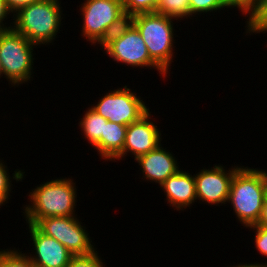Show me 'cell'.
I'll list each match as a JSON object with an SVG mask.
<instances>
[{
	"label": "cell",
	"mask_w": 267,
	"mask_h": 267,
	"mask_svg": "<svg viewBox=\"0 0 267 267\" xmlns=\"http://www.w3.org/2000/svg\"><path fill=\"white\" fill-rule=\"evenodd\" d=\"M267 194L266 171L241 167L234 173L227 202L245 227L258 223Z\"/></svg>",
	"instance_id": "6da1fadb"
},
{
	"label": "cell",
	"mask_w": 267,
	"mask_h": 267,
	"mask_svg": "<svg viewBox=\"0 0 267 267\" xmlns=\"http://www.w3.org/2000/svg\"><path fill=\"white\" fill-rule=\"evenodd\" d=\"M72 181L69 178L55 179L33 189L28 195L32 203L24 206L27 223L35 225L46 217L74 216L77 190Z\"/></svg>",
	"instance_id": "7a4b0ae2"
},
{
	"label": "cell",
	"mask_w": 267,
	"mask_h": 267,
	"mask_svg": "<svg viewBox=\"0 0 267 267\" xmlns=\"http://www.w3.org/2000/svg\"><path fill=\"white\" fill-rule=\"evenodd\" d=\"M59 0H42L20 8L13 15V29L38 45L51 43L61 26Z\"/></svg>",
	"instance_id": "3957f363"
},
{
	"label": "cell",
	"mask_w": 267,
	"mask_h": 267,
	"mask_svg": "<svg viewBox=\"0 0 267 267\" xmlns=\"http://www.w3.org/2000/svg\"><path fill=\"white\" fill-rule=\"evenodd\" d=\"M140 32L150 58L167 74L173 58V19L153 12L128 19Z\"/></svg>",
	"instance_id": "277c9868"
},
{
	"label": "cell",
	"mask_w": 267,
	"mask_h": 267,
	"mask_svg": "<svg viewBox=\"0 0 267 267\" xmlns=\"http://www.w3.org/2000/svg\"><path fill=\"white\" fill-rule=\"evenodd\" d=\"M82 36L100 46L127 20L122 0H85L81 4Z\"/></svg>",
	"instance_id": "5b68a950"
},
{
	"label": "cell",
	"mask_w": 267,
	"mask_h": 267,
	"mask_svg": "<svg viewBox=\"0 0 267 267\" xmlns=\"http://www.w3.org/2000/svg\"><path fill=\"white\" fill-rule=\"evenodd\" d=\"M24 35L14 29L0 31V64L3 75L13 86L30 80L33 70V48Z\"/></svg>",
	"instance_id": "8992f818"
},
{
	"label": "cell",
	"mask_w": 267,
	"mask_h": 267,
	"mask_svg": "<svg viewBox=\"0 0 267 267\" xmlns=\"http://www.w3.org/2000/svg\"><path fill=\"white\" fill-rule=\"evenodd\" d=\"M114 61L132 67H151L165 78L166 73L150 58L148 49L138 29L127 20L101 45Z\"/></svg>",
	"instance_id": "52a82bcc"
},
{
	"label": "cell",
	"mask_w": 267,
	"mask_h": 267,
	"mask_svg": "<svg viewBox=\"0 0 267 267\" xmlns=\"http://www.w3.org/2000/svg\"><path fill=\"white\" fill-rule=\"evenodd\" d=\"M35 226L45 235L60 242L74 256L88 255L95 251L89 233L75 216L46 217L40 219Z\"/></svg>",
	"instance_id": "ba28073f"
},
{
	"label": "cell",
	"mask_w": 267,
	"mask_h": 267,
	"mask_svg": "<svg viewBox=\"0 0 267 267\" xmlns=\"http://www.w3.org/2000/svg\"><path fill=\"white\" fill-rule=\"evenodd\" d=\"M91 108L106 120L126 126L150 111L141 97H137L127 86L106 93Z\"/></svg>",
	"instance_id": "9c48e42d"
},
{
	"label": "cell",
	"mask_w": 267,
	"mask_h": 267,
	"mask_svg": "<svg viewBox=\"0 0 267 267\" xmlns=\"http://www.w3.org/2000/svg\"><path fill=\"white\" fill-rule=\"evenodd\" d=\"M239 168L235 166L226 172L223 166L215 165L214 168H203L194 174L196 198L208 204H226L232 178Z\"/></svg>",
	"instance_id": "30bf717a"
},
{
	"label": "cell",
	"mask_w": 267,
	"mask_h": 267,
	"mask_svg": "<svg viewBox=\"0 0 267 267\" xmlns=\"http://www.w3.org/2000/svg\"><path fill=\"white\" fill-rule=\"evenodd\" d=\"M147 112L139 120L128 125L123 151L115 158L122 159L127 153L134 155V160L161 145V132L150 119ZM126 154V155H125Z\"/></svg>",
	"instance_id": "8fae6325"
},
{
	"label": "cell",
	"mask_w": 267,
	"mask_h": 267,
	"mask_svg": "<svg viewBox=\"0 0 267 267\" xmlns=\"http://www.w3.org/2000/svg\"><path fill=\"white\" fill-rule=\"evenodd\" d=\"M28 225L35 250V255L30 254L29 259L34 266L66 267L74 255L56 239L42 233L35 225Z\"/></svg>",
	"instance_id": "7c38bea8"
},
{
	"label": "cell",
	"mask_w": 267,
	"mask_h": 267,
	"mask_svg": "<svg viewBox=\"0 0 267 267\" xmlns=\"http://www.w3.org/2000/svg\"><path fill=\"white\" fill-rule=\"evenodd\" d=\"M137 161L146 180L159 183L161 186L170 176L179 171L177 160L159 145L156 149L138 157Z\"/></svg>",
	"instance_id": "4fadbf2b"
},
{
	"label": "cell",
	"mask_w": 267,
	"mask_h": 267,
	"mask_svg": "<svg viewBox=\"0 0 267 267\" xmlns=\"http://www.w3.org/2000/svg\"><path fill=\"white\" fill-rule=\"evenodd\" d=\"M160 187L166 193L168 203L177 210L190 207L197 199L195 178L186 171L179 170Z\"/></svg>",
	"instance_id": "5bb4252c"
},
{
	"label": "cell",
	"mask_w": 267,
	"mask_h": 267,
	"mask_svg": "<svg viewBox=\"0 0 267 267\" xmlns=\"http://www.w3.org/2000/svg\"><path fill=\"white\" fill-rule=\"evenodd\" d=\"M127 127L110 121L104 124V136L93 146L104 160L115 161L123 151Z\"/></svg>",
	"instance_id": "9a60e30c"
},
{
	"label": "cell",
	"mask_w": 267,
	"mask_h": 267,
	"mask_svg": "<svg viewBox=\"0 0 267 267\" xmlns=\"http://www.w3.org/2000/svg\"><path fill=\"white\" fill-rule=\"evenodd\" d=\"M108 120L96 113L92 108H88V111L82 117L80 127L84 137L87 138L90 145H95L102 136H104V124Z\"/></svg>",
	"instance_id": "2e32d148"
},
{
	"label": "cell",
	"mask_w": 267,
	"mask_h": 267,
	"mask_svg": "<svg viewBox=\"0 0 267 267\" xmlns=\"http://www.w3.org/2000/svg\"><path fill=\"white\" fill-rule=\"evenodd\" d=\"M156 13L176 19L190 17L188 0H159Z\"/></svg>",
	"instance_id": "e0dca14e"
},
{
	"label": "cell",
	"mask_w": 267,
	"mask_h": 267,
	"mask_svg": "<svg viewBox=\"0 0 267 267\" xmlns=\"http://www.w3.org/2000/svg\"><path fill=\"white\" fill-rule=\"evenodd\" d=\"M246 33L267 32V0H260L257 8L249 15L247 19Z\"/></svg>",
	"instance_id": "ac0fdd59"
},
{
	"label": "cell",
	"mask_w": 267,
	"mask_h": 267,
	"mask_svg": "<svg viewBox=\"0 0 267 267\" xmlns=\"http://www.w3.org/2000/svg\"><path fill=\"white\" fill-rule=\"evenodd\" d=\"M126 17L141 13H153L156 11L159 0H122Z\"/></svg>",
	"instance_id": "d6986e66"
},
{
	"label": "cell",
	"mask_w": 267,
	"mask_h": 267,
	"mask_svg": "<svg viewBox=\"0 0 267 267\" xmlns=\"http://www.w3.org/2000/svg\"><path fill=\"white\" fill-rule=\"evenodd\" d=\"M6 250L0 251V267H35L28 255L18 250Z\"/></svg>",
	"instance_id": "ffe728a7"
},
{
	"label": "cell",
	"mask_w": 267,
	"mask_h": 267,
	"mask_svg": "<svg viewBox=\"0 0 267 267\" xmlns=\"http://www.w3.org/2000/svg\"><path fill=\"white\" fill-rule=\"evenodd\" d=\"M188 2L191 17L193 14L216 12L224 7L228 8L226 0H188Z\"/></svg>",
	"instance_id": "44dd1931"
},
{
	"label": "cell",
	"mask_w": 267,
	"mask_h": 267,
	"mask_svg": "<svg viewBox=\"0 0 267 267\" xmlns=\"http://www.w3.org/2000/svg\"><path fill=\"white\" fill-rule=\"evenodd\" d=\"M66 267H104L97 251L88 255L73 256Z\"/></svg>",
	"instance_id": "7402d4cb"
},
{
	"label": "cell",
	"mask_w": 267,
	"mask_h": 267,
	"mask_svg": "<svg viewBox=\"0 0 267 267\" xmlns=\"http://www.w3.org/2000/svg\"><path fill=\"white\" fill-rule=\"evenodd\" d=\"M255 231V245L258 251L267 257V227L259 226L257 224L249 226Z\"/></svg>",
	"instance_id": "603a6c76"
},
{
	"label": "cell",
	"mask_w": 267,
	"mask_h": 267,
	"mask_svg": "<svg viewBox=\"0 0 267 267\" xmlns=\"http://www.w3.org/2000/svg\"><path fill=\"white\" fill-rule=\"evenodd\" d=\"M260 0H226L228 8L237 7L243 14H251L258 6Z\"/></svg>",
	"instance_id": "cb8c5ba5"
},
{
	"label": "cell",
	"mask_w": 267,
	"mask_h": 267,
	"mask_svg": "<svg viewBox=\"0 0 267 267\" xmlns=\"http://www.w3.org/2000/svg\"><path fill=\"white\" fill-rule=\"evenodd\" d=\"M2 160L0 161V193H10L11 191V180L9 173L7 174V166L3 164Z\"/></svg>",
	"instance_id": "d4e9b609"
},
{
	"label": "cell",
	"mask_w": 267,
	"mask_h": 267,
	"mask_svg": "<svg viewBox=\"0 0 267 267\" xmlns=\"http://www.w3.org/2000/svg\"><path fill=\"white\" fill-rule=\"evenodd\" d=\"M9 10L15 14L20 8L42 0H5Z\"/></svg>",
	"instance_id": "484cf974"
},
{
	"label": "cell",
	"mask_w": 267,
	"mask_h": 267,
	"mask_svg": "<svg viewBox=\"0 0 267 267\" xmlns=\"http://www.w3.org/2000/svg\"><path fill=\"white\" fill-rule=\"evenodd\" d=\"M12 13L9 8L7 7L5 0H0V31H6L13 29V26L10 25V27L4 26L3 21L4 19Z\"/></svg>",
	"instance_id": "4316f807"
},
{
	"label": "cell",
	"mask_w": 267,
	"mask_h": 267,
	"mask_svg": "<svg viewBox=\"0 0 267 267\" xmlns=\"http://www.w3.org/2000/svg\"><path fill=\"white\" fill-rule=\"evenodd\" d=\"M257 225L267 227V194L263 202L262 213Z\"/></svg>",
	"instance_id": "83f0119b"
},
{
	"label": "cell",
	"mask_w": 267,
	"mask_h": 267,
	"mask_svg": "<svg viewBox=\"0 0 267 267\" xmlns=\"http://www.w3.org/2000/svg\"><path fill=\"white\" fill-rule=\"evenodd\" d=\"M231 267V266H230ZM232 267H267V263H262L260 264L259 262L258 263H254V264H238L237 266H232Z\"/></svg>",
	"instance_id": "f1b7e54d"
},
{
	"label": "cell",
	"mask_w": 267,
	"mask_h": 267,
	"mask_svg": "<svg viewBox=\"0 0 267 267\" xmlns=\"http://www.w3.org/2000/svg\"><path fill=\"white\" fill-rule=\"evenodd\" d=\"M10 193H0V206L5 205L4 203L9 199Z\"/></svg>",
	"instance_id": "f546056e"
},
{
	"label": "cell",
	"mask_w": 267,
	"mask_h": 267,
	"mask_svg": "<svg viewBox=\"0 0 267 267\" xmlns=\"http://www.w3.org/2000/svg\"><path fill=\"white\" fill-rule=\"evenodd\" d=\"M3 76V72H2V68H1V64H0V78Z\"/></svg>",
	"instance_id": "4dcf8cb0"
}]
</instances>
